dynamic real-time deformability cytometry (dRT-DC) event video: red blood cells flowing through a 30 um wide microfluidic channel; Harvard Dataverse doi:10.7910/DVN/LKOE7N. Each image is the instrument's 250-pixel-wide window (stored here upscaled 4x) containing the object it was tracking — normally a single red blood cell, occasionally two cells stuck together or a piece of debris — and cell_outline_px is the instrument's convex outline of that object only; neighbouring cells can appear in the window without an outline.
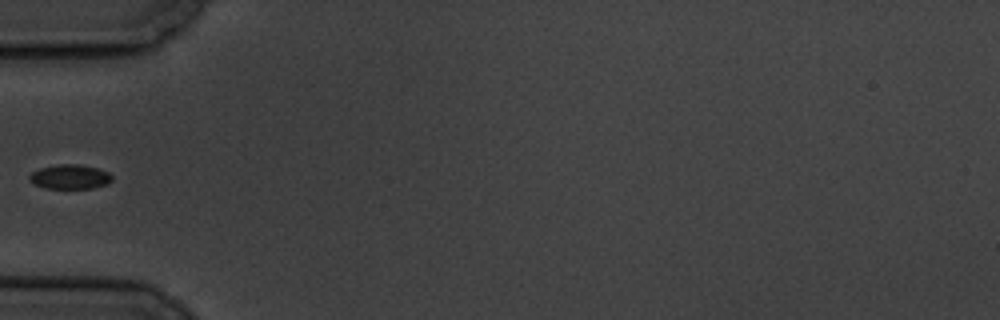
{"species": "common noctule bat (a hibernating species)", "species_latin": "Nyctalus noctula", "temperature_condition": "cold", "stored_images_in_passage": 5, "camera_frame_rate_fps": 3000, "um_per_image_px": 0.085, "animal": {"sex": "male", "body_mass_g": 19.5, "forearm_length_mm": 54.6}, "frame": {"image": 1, "passage_image": 5, "time_ms": 5.333, "image_size_px": [1000, 320], "cell_outline_px": [[112, 180], [108, 184], [92, 188], [44, 188], [28, 180], [28, 176], [32, 172], [40, 168], [56, 164], [80, 164], [100, 168], [108, 172], [112, 176]], "centroid_in_image_um": [5.96, 15.01], "position_along_channel_um": 79.0, "area_um2": 11.91}}